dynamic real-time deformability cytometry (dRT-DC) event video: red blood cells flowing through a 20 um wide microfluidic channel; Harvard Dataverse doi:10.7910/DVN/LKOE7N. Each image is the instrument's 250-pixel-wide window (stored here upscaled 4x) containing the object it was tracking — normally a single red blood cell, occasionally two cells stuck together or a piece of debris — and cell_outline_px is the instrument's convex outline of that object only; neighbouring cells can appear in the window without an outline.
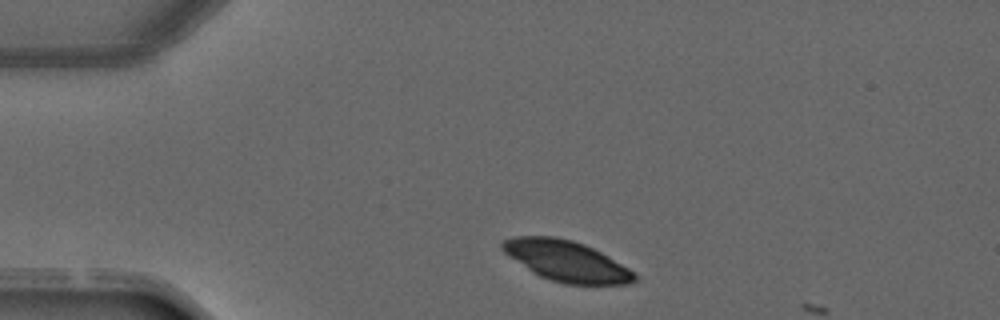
{"species": "common noctule bat (a hibernating species)", "species_latin": "Nyctalus noctula", "temperature_condition": "warm", "stored_images_in_passage": 2, "camera_frame_rate_fps": 3000, "um_per_image_px": 0.085, "animal": {"sex": "male", "forearm_length_mm": 52.5}, "frame": {"image": 1, "passage_image": 1, "time_ms": 0.0, "image_size_px": [1000, 320], "cell_outline_px": [[640, 276], [636, 280], [628, 284], [564, 284], [540, 276], [532, 272], [508, 256], [500, 248], [500, 244], [504, 240], [516, 236], [556, 236], [572, 240], [584, 244], [608, 256], [628, 268]], "centroid_in_image_um": [48.14, 22.18], "position_along_channel_um": 36.9, "area_um2": 31.27}}